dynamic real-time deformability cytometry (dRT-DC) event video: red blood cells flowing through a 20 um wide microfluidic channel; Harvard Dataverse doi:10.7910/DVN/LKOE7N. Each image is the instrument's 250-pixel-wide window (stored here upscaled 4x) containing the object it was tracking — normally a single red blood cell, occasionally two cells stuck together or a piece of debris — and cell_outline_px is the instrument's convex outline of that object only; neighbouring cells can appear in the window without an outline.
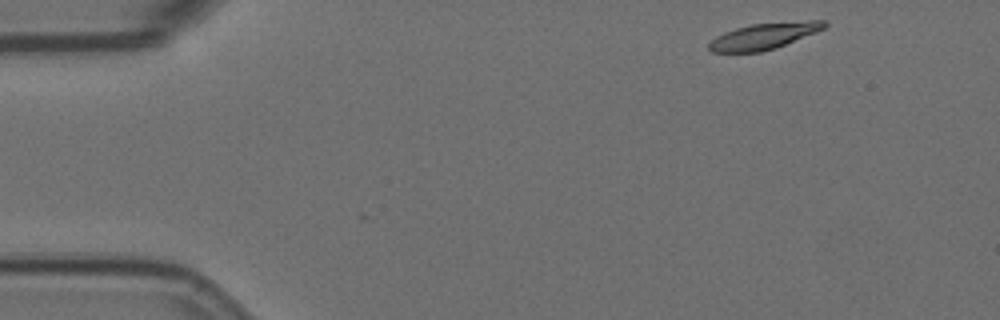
{"species": "Egyptian fruit bat (a non-hibernating species)", "species_latin": "Rousettus aegyptiacus", "temperature_condition": "room temperature", "stored_images_in_passage": 4, "segment_of_instrument_passage": [1, 2], "camera_frame_rate_fps": 3000, "um_per_image_px": 0.085, "animal": {"sex": "female"}, "frame": {"image": 1, "passage_image": 1, "time_ms": 0.0, "image_size_px": [1000, 320], "cell_outline_px": [[828, 24], [824, 28], [816, 32], [776, 48], [760, 52], [712, 52], [708, 48], [708, 44], [716, 36], [724, 32], [736, 28], [752, 24], [808, 20], [824, 20]], "centroid_in_image_um": [64.94, 3.06], "position_along_channel_um": 20.1, "area_um2": 17.57}}